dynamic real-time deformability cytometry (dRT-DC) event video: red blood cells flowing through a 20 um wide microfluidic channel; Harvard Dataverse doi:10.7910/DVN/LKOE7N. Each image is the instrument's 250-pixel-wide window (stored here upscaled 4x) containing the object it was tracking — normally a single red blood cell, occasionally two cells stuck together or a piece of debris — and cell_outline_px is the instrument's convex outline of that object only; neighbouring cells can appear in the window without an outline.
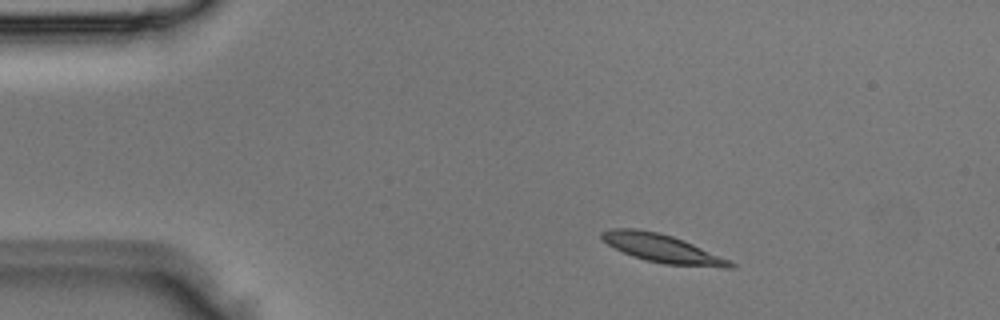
{"species": "Egyptian fruit bat (a non-hibernating species)", "species_latin": "Rousettus aegyptiacus", "temperature_condition": "room temperature", "stored_images_in_passage": 3, "camera_frame_rate_fps": 3000, "um_per_image_px": 0.085, "animal": {"sex": "male"}, "frame": {"image": 1, "passage_image": 2, "time_ms": 0.333, "image_size_px": [1000, 320], "cell_outline_px": [[736, 268], [724, 268], [664, 264], [632, 256], [608, 244], [600, 236], [600, 232], [612, 228], [636, 228], [660, 232], [684, 240], [732, 260], [736, 264]], "centroid_in_image_um": [56.37, 21.12], "position_along_channel_um": 28.6, "area_um2": 21.33}}